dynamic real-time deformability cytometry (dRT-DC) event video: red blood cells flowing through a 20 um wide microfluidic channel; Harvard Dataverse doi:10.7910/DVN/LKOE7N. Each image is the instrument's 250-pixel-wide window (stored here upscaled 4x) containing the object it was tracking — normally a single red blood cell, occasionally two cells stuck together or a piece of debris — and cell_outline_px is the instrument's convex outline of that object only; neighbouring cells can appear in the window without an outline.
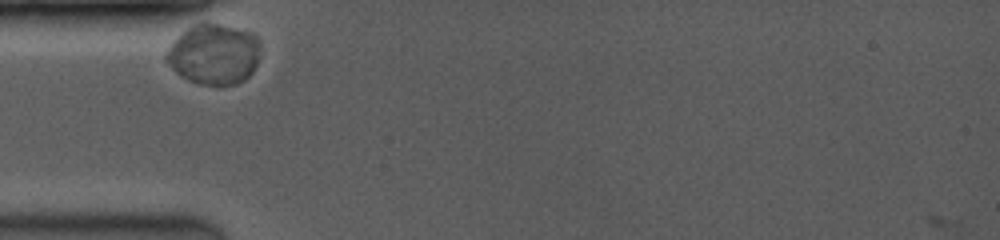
{"species": "common noctule bat (a hibernating species)", "species_latin": "Nyctalus noctula", "temperature_condition": "room temperature", "stored_images_in_passage": 28, "camera_frame_rate_fps": 3500, "um_per_image_px": 0.085, "animal": {"sex": "female", "body_mass_g": 19.0, "forearm_length_mm": 53.3}, "frame": {"image": 1, "passage_image": 1, "time_ms": 0.0, "image_size_px": [1000, 240], "cell_outline_px": [[260, 48], [256, 64], [252, 72], [244, 80], [236, 84], [200, 84], [180, 76], [164, 60], [164, 56], [172, 40], [188, 28], [196, 24], [220, 24], [252, 32], [256, 36], [260, 44]], "centroid_in_image_um": [18.16, 4.6], "position_along_channel_um": 66.8, "area_um2": 33.0}}
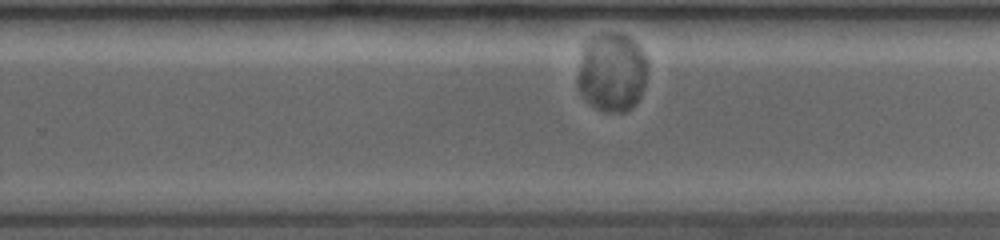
{"frame": {"image": 2, "passage_image": 19, "time_ms": 6.0, "image_size_px": [1000, 240], "cell_outline_px": [[648, 64], [644, 84], [640, 96], [636, 104], [632, 108], [624, 112], [604, 112], [596, 108], [584, 100], [576, 88], [576, 80], [584, 40], [592, 36], [612, 32], [628, 36], [644, 52], [648, 60]], "centroid_in_image_um": [51.98, 6.15], "position_along_channel_um": 277.8, "area_um2": 32.83}}
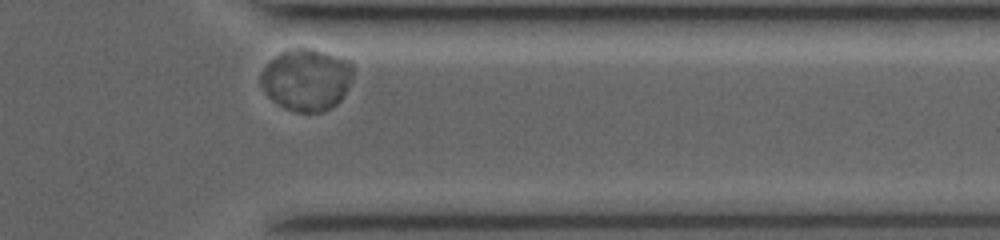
{"frame": {"image": 3, "passage_image": 27, "time_ms": 8.857, "image_size_px": [1000, 240], "cell_outline_px": [[352, 80], [348, 88], [340, 100], [332, 108], [324, 112], [296, 112], [284, 108], [272, 100], [268, 96], [260, 84], [260, 72], [280, 52], [292, 48], [312, 48], [352, 60]], "centroid_in_image_um": [26.07, 6.77], "position_along_channel_um": 385.3, "area_um2": 33.64}}